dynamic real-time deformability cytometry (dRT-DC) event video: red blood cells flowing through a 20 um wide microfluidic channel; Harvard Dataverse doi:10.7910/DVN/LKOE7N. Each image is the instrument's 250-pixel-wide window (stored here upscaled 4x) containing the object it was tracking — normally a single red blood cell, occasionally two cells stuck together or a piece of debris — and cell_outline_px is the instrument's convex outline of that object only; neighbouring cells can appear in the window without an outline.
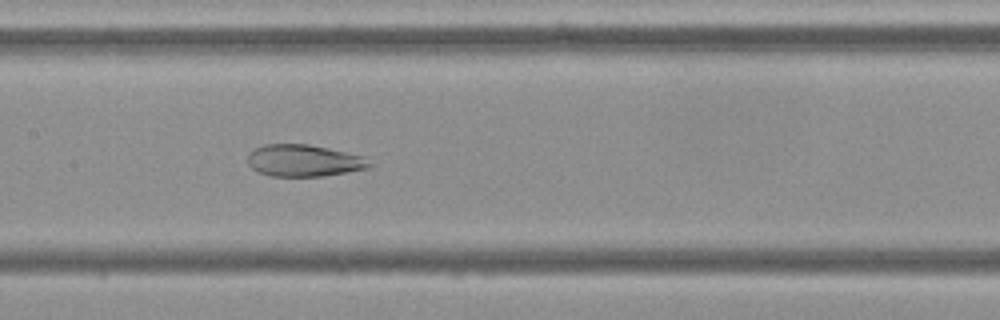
{"species": "Egyptian fruit bat (a non-hibernating species)", "species_latin": "Rousettus aegyptiacus", "temperature_condition": "cold", "stored_images_in_passage": 54, "camera_frame_rate_fps": 3000, "um_per_image_px": 0.085, "frame": {"image": 1, "passage_image": 26, "time_ms": 8.333, "image_size_px": [1000, 320], "cell_outline_px": [[372, 168], [324, 176], [268, 176], [256, 172], [248, 164], [248, 152], [264, 144], [308, 144], [328, 148], [364, 156], [372, 164]], "centroid_in_image_um": [25.83, 13.66], "position_along_channel_um": 181.6, "area_um2": 22.89}}
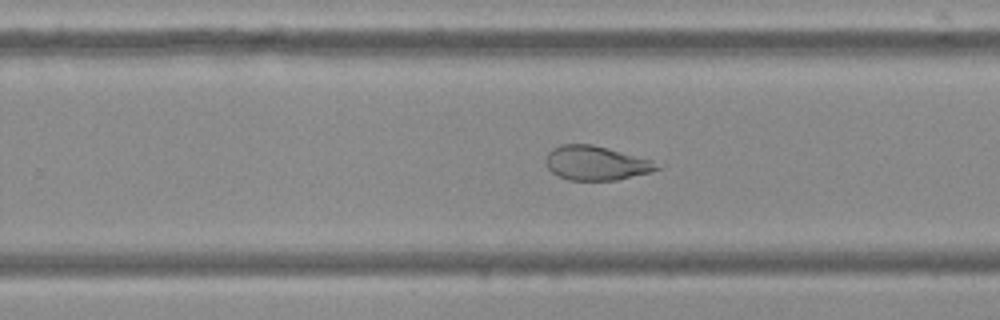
{"frame": {"image": 2, "passage_image": 34, "time_ms": 11.0, "image_size_px": [1000, 320], "cell_outline_px": [[664, 168], [616, 180], [568, 180], [556, 176], [548, 168], [548, 152], [552, 148], [560, 144], [592, 144], [608, 148], [652, 160]], "centroid_in_image_um": [50.67, 13.86], "position_along_channel_um": 279.1, "area_um2": 22.02}}
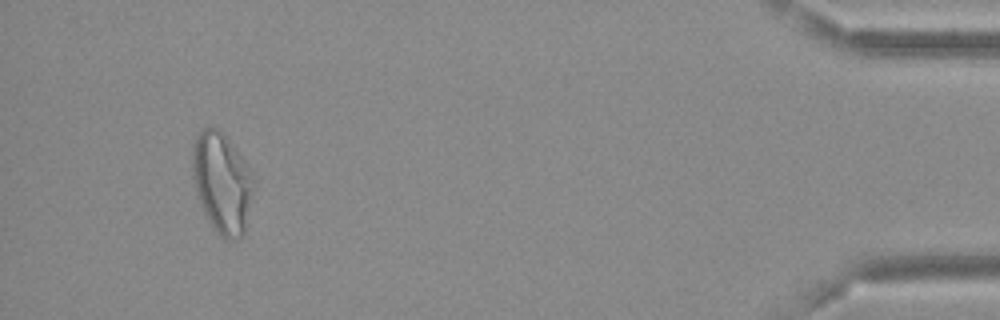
{"frame": {"image": 3, "passage_image": 51, "time_ms": 16.667, "image_size_px": [1000, 320], "cell_outline_px": [[256, 184], [244, 232], [240, 236], [232, 240], [228, 240], [220, 236], [216, 232], [204, 212], [200, 204], [192, 176], [192, 144], [196, 136], [204, 128], [216, 128], [232, 144], [248, 164], [256, 180]], "centroid_in_image_um": [18.89, 15.54], "position_along_channel_um": 416.3, "area_um2": 36.01}}